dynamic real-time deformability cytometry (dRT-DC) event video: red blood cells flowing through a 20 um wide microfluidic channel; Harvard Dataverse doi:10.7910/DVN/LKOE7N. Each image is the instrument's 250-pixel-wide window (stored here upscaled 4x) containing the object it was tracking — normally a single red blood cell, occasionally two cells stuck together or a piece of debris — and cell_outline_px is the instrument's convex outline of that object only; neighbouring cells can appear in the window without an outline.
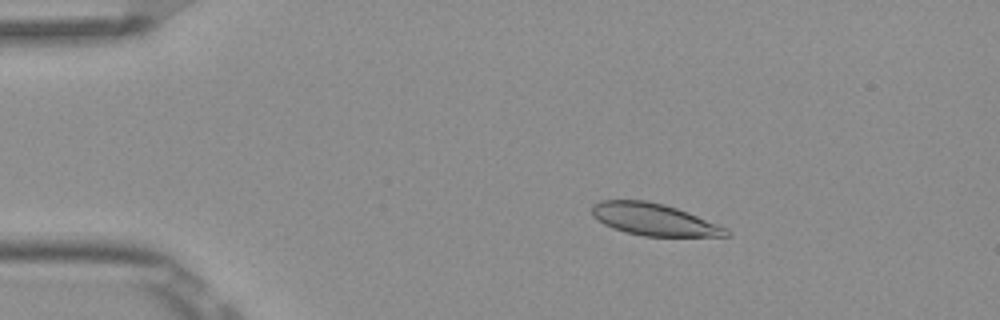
{"species": "Egyptian fruit bat (a non-hibernating species)", "species_latin": "Rousettus aegyptiacus", "temperature_condition": "room temperature", "stored_images_in_passage": 5, "camera_frame_rate_fps": 3000, "um_per_image_px": 0.085, "frame": {"image": 1, "passage_image": 2, "time_ms": 0.333, "image_size_px": [1000, 320], "cell_outline_px": [[732, 232], [728, 236], [644, 236], [624, 232], [612, 228], [596, 220], [592, 216], [592, 204], [600, 200], [644, 200], [664, 204], [688, 212], [728, 228]], "centroid_in_image_um": [55.57, 18.65], "position_along_channel_um": 29.4, "area_um2": 25.2}}
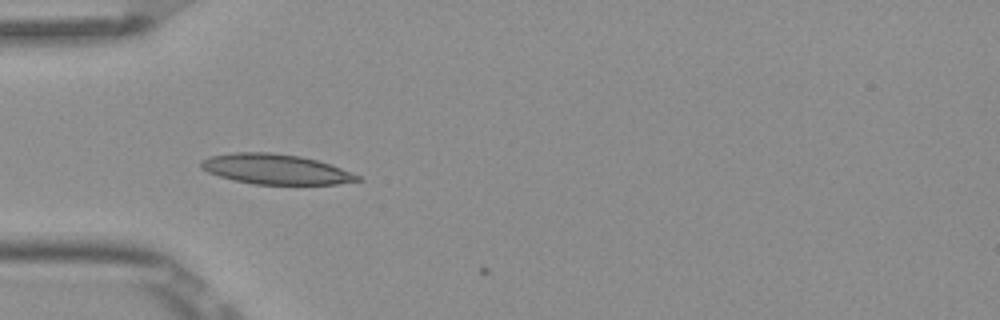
{"frame": {"image": 2, "passage_image": 4, "time_ms": 1.0, "image_size_px": [1000, 320], "cell_outline_px": [[364, 180], [336, 184], [256, 184], [236, 180], [220, 176], [208, 172], [200, 168], [200, 160], [208, 156], [236, 152], [268, 152], [300, 156], [316, 160], [340, 168], [360, 176]], "centroid_in_image_um": [23.4, 14.37], "position_along_channel_um": 61.6, "area_um2": 27.22}}